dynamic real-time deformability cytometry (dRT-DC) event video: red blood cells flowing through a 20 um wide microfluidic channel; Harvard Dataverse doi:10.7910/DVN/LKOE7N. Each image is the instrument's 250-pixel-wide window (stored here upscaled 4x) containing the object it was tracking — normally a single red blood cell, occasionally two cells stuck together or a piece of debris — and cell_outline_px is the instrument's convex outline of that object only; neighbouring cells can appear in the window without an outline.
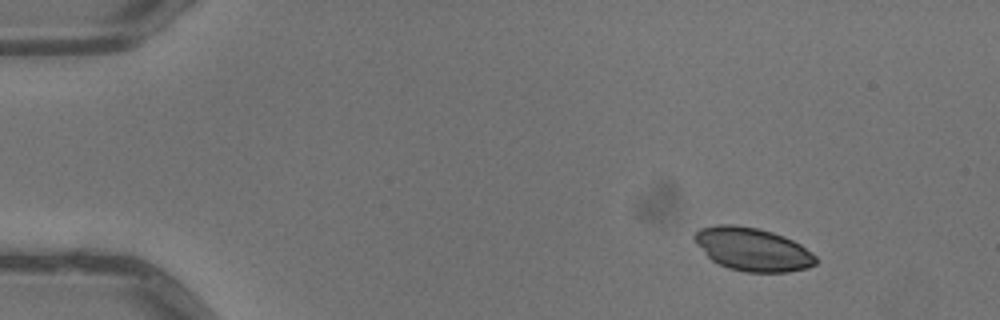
{"species": "common noctule bat (a hibernating species)", "species_latin": "Nyctalus noctula", "temperature_condition": "warm", "stored_images_in_passage": 3, "camera_frame_rate_fps": 3000, "um_per_image_px": 0.085, "animal": {"sex": "male", "body_mass_g": 13.3}, "frame": {"image": 1, "passage_image": 1, "time_ms": 0.0, "image_size_px": [1000, 320], "cell_outline_px": [[816, 264], [808, 268], [788, 272], [744, 272], [728, 268], [712, 260], [696, 244], [692, 236], [700, 228], [716, 224], [732, 224], [756, 228], [772, 232], [784, 236], [800, 244], [816, 256]], "centroid_in_image_um": [63.96, 21.19], "position_along_channel_um": 21.0, "area_um2": 30.52}}
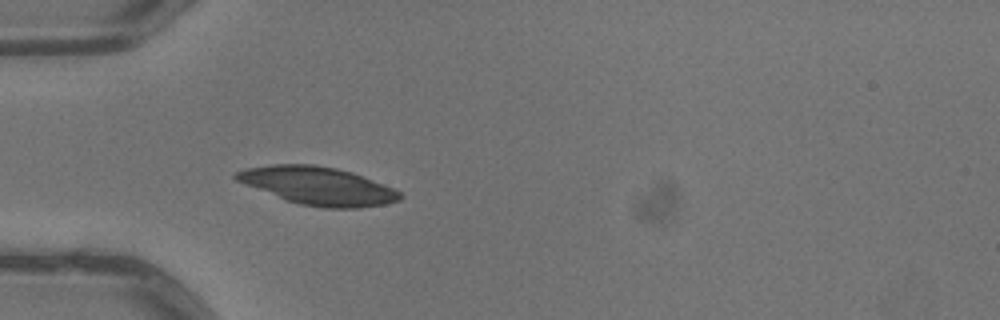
{"frame": {"image": 2, "passage_image": 3, "time_ms": 0.667, "image_size_px": [1000, 320], "cell_outline_px": [[404, 196], [400, 200], [384, 204], [360, 208], [324, 208], [300, 204], [284, 200], [236, 180], [232, 176], [236, 172], [244, 168], [272, 164], [312, 164], [336, 168], [352, 172], [392, 188], [400, 192]], "centroid_in_image_um": [27.0, 15.8], "position_along_channel_um": 58.0, "area_um2": 36.13}}